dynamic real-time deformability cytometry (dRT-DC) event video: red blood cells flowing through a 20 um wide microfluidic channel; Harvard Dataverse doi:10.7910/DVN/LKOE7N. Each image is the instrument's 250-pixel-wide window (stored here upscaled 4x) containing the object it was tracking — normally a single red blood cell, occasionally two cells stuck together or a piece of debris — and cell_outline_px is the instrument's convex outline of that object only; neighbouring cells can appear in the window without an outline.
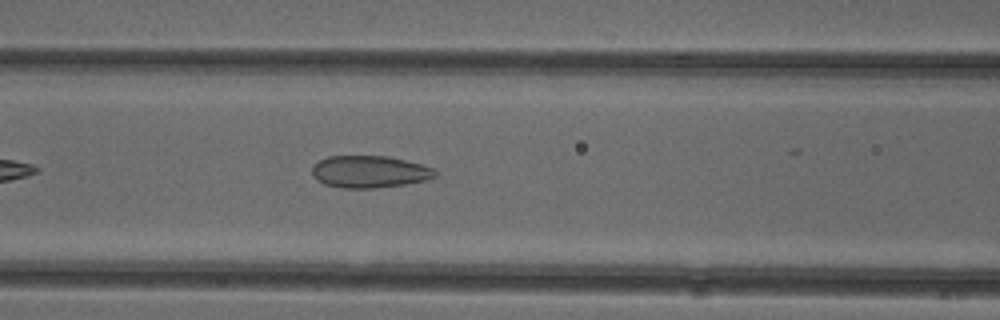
{"species": "common noctule bat (a hibernating species)", "species_latin": "Nyctalus noctula", "temperature_condition": "cold", "stored_images_in_passage": 24, "camera_frame_rate_fps": 3000, "um_per_image_px": 0.085, "animal": {"sex": "female"}, "frame": {"image": 1, "passage_image": 6, "time_ms": 1.667, "image_size_px": [1000, 320], "cell_outline_px": [[436, 176], [424, 180], [404, 184], [376, 188], [344, 188], [324, 184], [316, 180], [312, 176], [312, 164], [328, 156], [388, 156], [436, 168]], "centroid_in_image_um": [31.37, 14.59], "position_along_channel_um": 135.2, "area_um2": 23.06}}
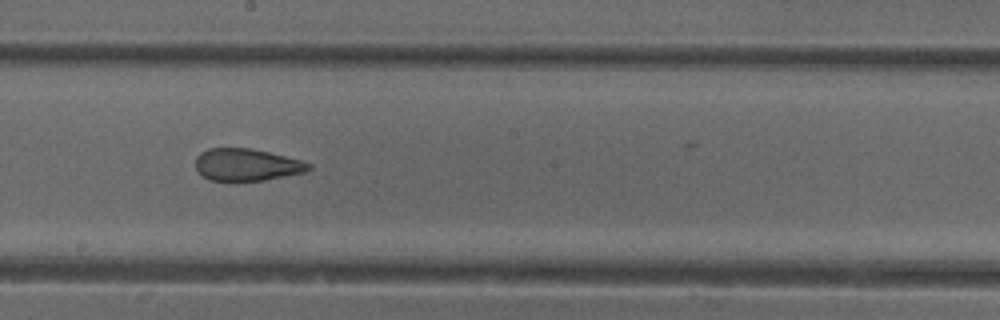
{"frame": {"image": 2, "passage_image": 13, "time_ms": 4.0, "image_size_px": [1000, 320], "cell_outline_px": [[312, 168], [304, 172], [264, 180], [208, 180], [196, 168], [196, 156], [200, 152], [208, 148], [252, 148], [300, 160], [312, 164]], "centroid_in_image_um": [20.96, 13.99], "position_along_channel_um": 227.2, "area_um2": 20.98}}
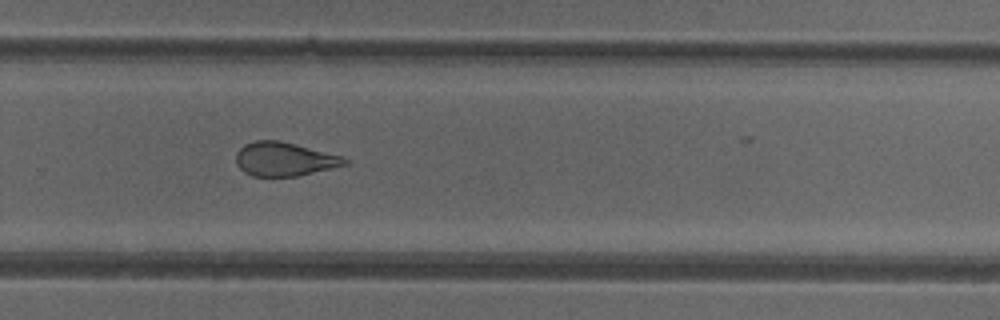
{"frame": {"image": 3, "passage_image": 19, "time_ms": 6.0, "image_size_px": [1000, 320], "cell_outline_px": [[348, 164], [296, 176], [252, 176], [244, 172], [236, 164], [236, 152], [244, 144], [256, 140], [276, 140], [296, 144], [344, 156], [348, 160]], "centroid_in_image_um": [24.16, 13.52], "position_along_channel_um": 305.6, "area_um2": 21.39}}